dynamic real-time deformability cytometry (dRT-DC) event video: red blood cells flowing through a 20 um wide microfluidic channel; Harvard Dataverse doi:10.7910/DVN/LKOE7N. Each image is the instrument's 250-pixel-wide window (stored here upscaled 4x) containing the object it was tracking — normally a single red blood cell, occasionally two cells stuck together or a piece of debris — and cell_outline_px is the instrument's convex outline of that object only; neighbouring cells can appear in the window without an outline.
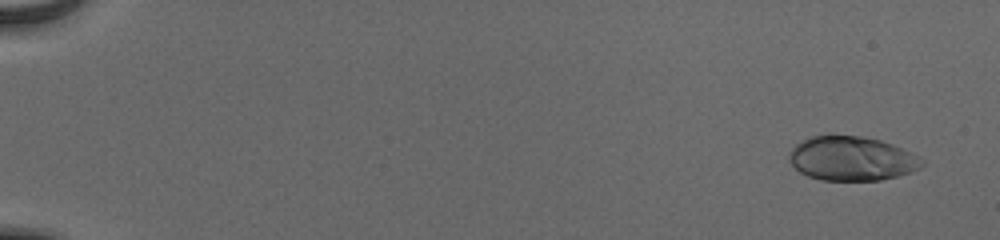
{"species": "human", "species_latin": "Homo sapiens", "temperature_condition": "cold", "stored_images_in_passage": 5, "camera_frame_rate_fps": 3000, "um_per_image_px": 0.085, "donor": {"sex": "male"}, "frame": {"image": 1, "passage_image": 3, "time_ms": 0.667, "image_size_px": [1000, 240], "cell_outline_px": [[924, 164], [920, 168], [912, 172], [880, 180], [820, 180], [808, 176], [800, 172], [788, 160], [788, 156], [792, 148], [796, 144], [812, 136], [860, 136], [880, 140], [892, 144], [920, 156], [924, 160]], "centroid_in_image_um": [72.42, 13.49], "position_along_channel_um": 12.6, "area_um2": 34.1}}